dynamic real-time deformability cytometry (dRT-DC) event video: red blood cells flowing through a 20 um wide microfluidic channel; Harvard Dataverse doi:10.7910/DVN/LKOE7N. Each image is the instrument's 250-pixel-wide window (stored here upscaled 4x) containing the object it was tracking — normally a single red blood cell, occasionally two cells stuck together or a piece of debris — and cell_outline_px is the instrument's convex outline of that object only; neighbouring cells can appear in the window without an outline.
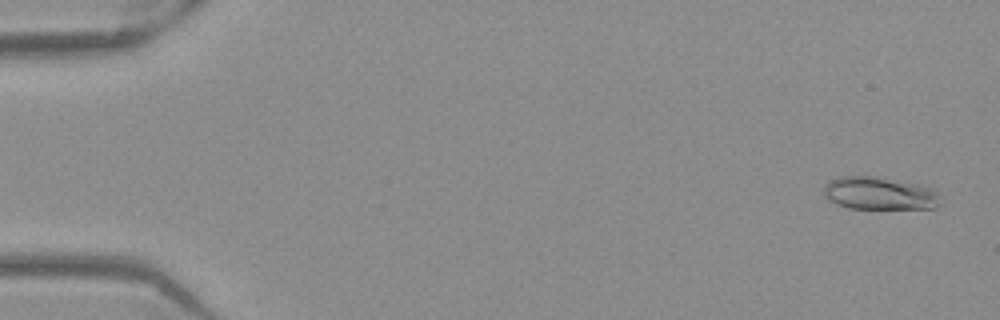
{"species": "Egyptian fruit bat (a non-hibernating species)", "species_latin": "Rousettus aegyptiacus", "temperature_condition": "warm", "stored_images_in_passage": 52, "camera_frame_rate_fps": 3000, "um_per_image_px": 0.085, "frame": {"image": 1, "passage_image": 2, "time_ms": 0.333, "image_size_px": [1000, 320], "cell_outline_px": [[936, 208], [848, 208], [836, 204], [828, 200], [824, 196], [824, 184], [840, 176], [872, 176], [916, 184], [932, 188], [936, 192]], "centroid_in_image_um": [74.65, 16.43], "position_along_channel_um": 10.3, "area_um2": 21.79}}
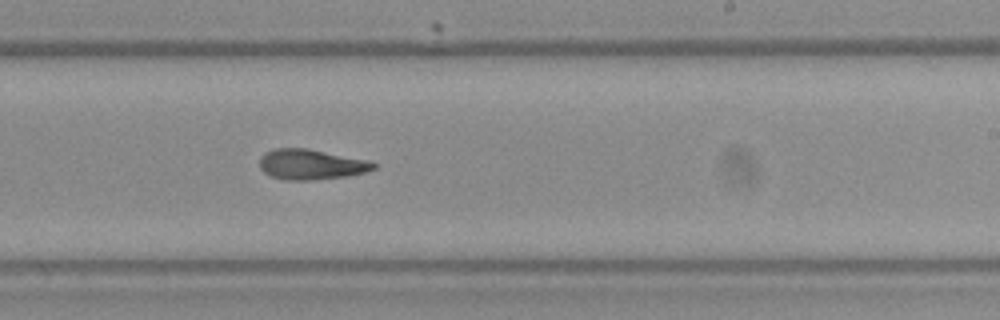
{"frame": {"image": 2, "passage_image": 32, "time_ms": 10.333, "image_size_px": [1000, 320], "cell_outline_px": [[376, 168], [364, 172], [348, 176], [312, 180], [284, 180], [272, 176], [264, 172], [260, 168], [260, 156], [264, 152], [276, 148], [304, 148], [368, 160], [376, 164]], "centroid_in_image_um": [26.41, 13.98], "position_along_channel_um": 262.6, "area_um2": 20.0}}
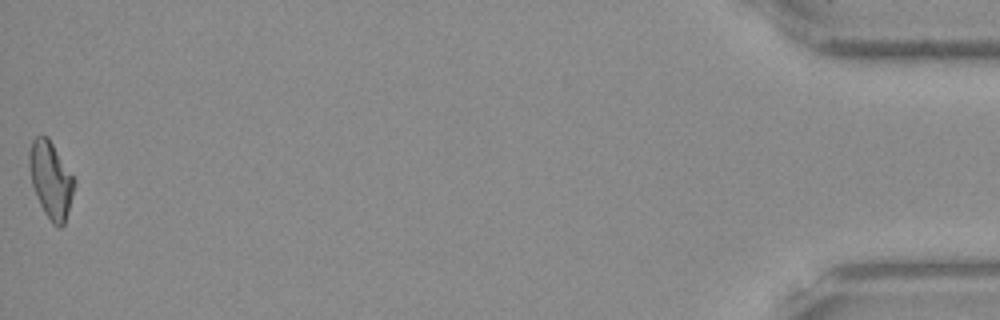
{"frame": {"image": 3, "passage_image": 52, "time_ms": 17.0, "image_size_px": [1000, 320], "cell_outline_px": [[76, 184], [64, 224], [60, 228], [52, 224], [44, 212], [36, 196], [32, 184], [28, 164], [28, 152], [32, 140], [36, 136], [48, 136], [76, 180]], "centroid_in_image_um": [4.31, 15.27], "position_along_channel_um": 430.9, "area_um2": 20.23}, "authors_computed_cell_mechanics": {"area_um2": 20.4323, "velocity_mm_per_s": 3.9404, "shape_relaxation_time_tau1_ms": null, "shape_relaxation_time_tau2_ms": 3.442, "deformation_change_tau1": null, "deformation_change_tau2": 0.1112}}